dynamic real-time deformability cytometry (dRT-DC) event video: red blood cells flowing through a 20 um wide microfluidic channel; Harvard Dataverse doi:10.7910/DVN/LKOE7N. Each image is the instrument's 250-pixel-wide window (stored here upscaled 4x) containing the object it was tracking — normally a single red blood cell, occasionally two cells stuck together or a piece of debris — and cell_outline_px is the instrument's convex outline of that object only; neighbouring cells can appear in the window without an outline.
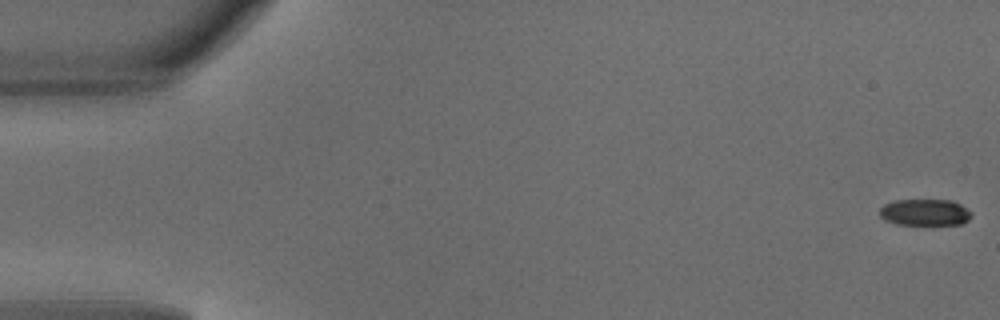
{"species": "common noctule bat (a hibernating species)", "species_latin": "Nyctalus noctula", "temperature_condition": "warm", "stored_images_in_passage": 49, "camera_frame_rate_fps": 3000, "um_per_image_px": 0.085, "animal": {"sex": "male", "body_mass_g": 18.8}, "frame": {"image": 1, "passage_image": 1, "time_ms": 0.0, "image_size_px": [1000, 320], "cell_outline_px": [[972, 216], [968, 220], [960, 224], [896, 224], [884, 220], [880, 216], [880, 208], [884, 204], [896, 200], [952, 200], [960, 204], [972, 212]], "centroid_in_image_um": [78.62, 18.04], "position_along_channel_um": 6.4, "area_um2": 14.16}}
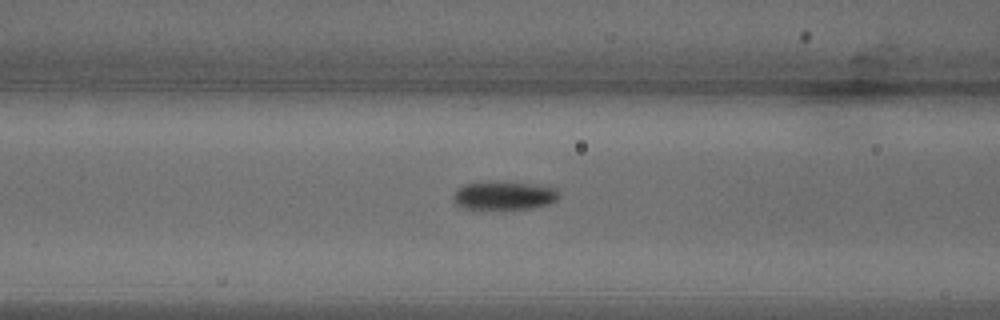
{"frame": {"image": 2, "passage_image": 20, "time_ms": 6.333, "image_size_px": [1000, 320], "cell_outline_px": [[560, 196], [556, 200], [548, 204], [532, 208], [464, 208], [456, 204], [452, 200], [452, 196], [456, 188], [464, 184], [488, 180], [496, 180], [528, 184], [556, 188], [560, 192]], "centroid_in_image_um": [42.79, 16.59], "position_along_channel_um": 123.8, "area_um2": 17.69}}
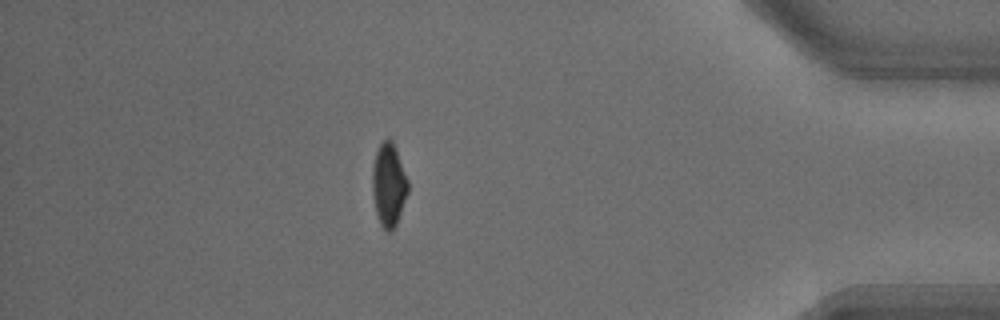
{"frame": {"image": 3, "passage_image": 43, "time_ms": 14.0, "image_size_px": [1000, 320], "cell_outline_px": [[408, 192], [396, 224], [388, 232], [380, 224], [376, 212], [372, 192], [372, 168], [376, 152], [380, 144], [384, 140], [392, 140], [396, 148], [408, 180]], "centroid_in_image_um": [33.03, 15.69], "position_along_channel_um": 402.2, "area_um2": 17.05}, "authors_computed_cell_mechanics": {"area_um2": 17.1666, "velocity_mm_per_s": 4.1576, "shape_relaxation_time_tau1_ms": 3.4357, "shape_relaxation_time_tau2_ms": null, "deformation_change_tau1": 0.117, "deformation_change_tau2": null}}